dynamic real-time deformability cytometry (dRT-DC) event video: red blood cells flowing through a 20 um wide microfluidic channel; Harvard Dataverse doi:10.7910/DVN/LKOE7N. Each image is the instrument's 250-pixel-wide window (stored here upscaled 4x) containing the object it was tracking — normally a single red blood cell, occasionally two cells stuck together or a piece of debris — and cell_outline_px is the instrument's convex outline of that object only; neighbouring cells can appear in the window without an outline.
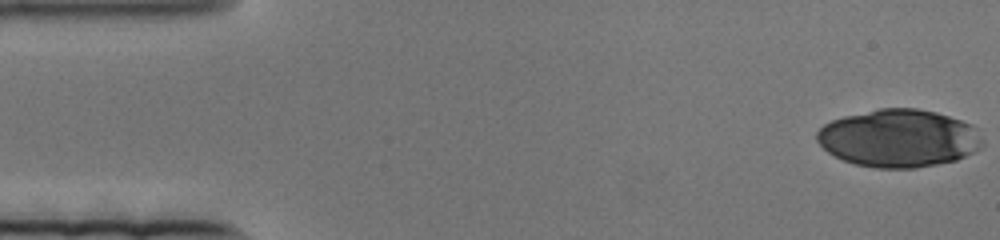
{"species": "human", "species_latin": "Homo sapiens", "temperature_condition": "cold", "stored_images_in_passage": 81, "camera_frame_rate_fps": 3000, "um_per_image_px": 0.085, "donor": {"sex": "female"}, "frame": {"image": 1, "passage_image": 1, "time_ms": 0.0, "image_size_px": [1000, 240], "cell_outline_px": [[984, 140], [980, 148], [956, 160], [916, 168], [876, 168], [856, 164], [844, 160], [828, 152], [816, 140], [816, 132], [824, 124], [832, 120], [844, 116], [880, 108], [916, 108], [936, 112], [972, 124], [976, 128]], "centroid_in_image_um": [76.4, 11.74], "position_along_channel_um": 8.6, "area_um2": 55.66}}
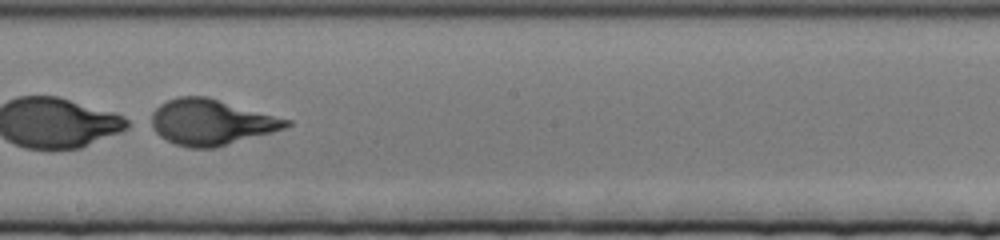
{"frame": {"image": 2, "passage_image": 45, "time_ms": 14.667, "image_size_px": [1000, 240], "cell_outline_px": [[292, 124], [284, 128], [272, 132], [216, 148], [188, 148], [176, 144], [160, 136], [152, 128], [152, 112], [160, 104], [168, 100], [180, 96], [208, 96], [292, 120]], "centroid_in_image_um": [17.96, 10.38], "position_along_channel_um": 230.2, "area_um2": 36.01}}